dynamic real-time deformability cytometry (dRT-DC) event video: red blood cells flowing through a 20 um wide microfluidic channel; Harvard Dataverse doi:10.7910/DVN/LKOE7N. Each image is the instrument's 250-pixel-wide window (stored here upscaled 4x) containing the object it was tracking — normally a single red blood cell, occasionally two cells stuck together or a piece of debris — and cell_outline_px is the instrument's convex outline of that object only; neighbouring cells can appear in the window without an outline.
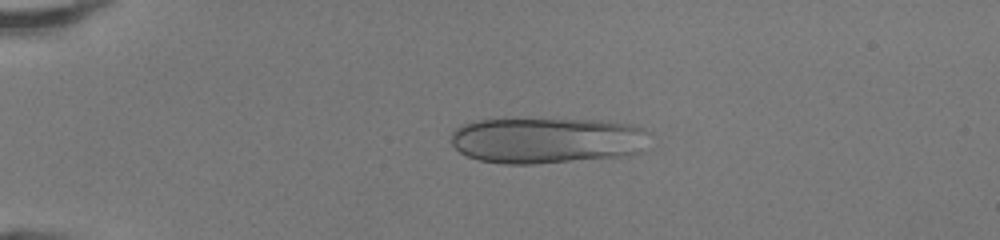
{"species": "human", "species_latin": "Homo sapiens", "temperature_condition": "room temperature", "stored_images_in_passage": 38, "camera_frame_rate_fps": 3000, "um_per_image_px": 0.085, "donor": {"sex": "female"}, "frame": {"image": 1, "passage_image": 2, "time_ms": 0.333, "image_size_px": [1000, 240], "cell_outline_px": [[652, 148], [644, 152], [632, 156], [536, 164], [504, 164], [480, 160], [468, 156], [460, 152], [452, 144], [452, 132], [456, 128], [464, 124], [476, 120], [600, 120], [640, 124], [648, 132]], "centroid_in_image_um": [46.68, 11.95], "position_along_channel_um": 38.3, "area_um2": 54.33}}
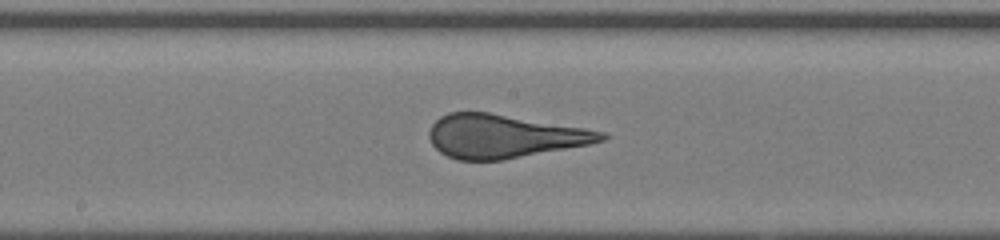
{"frame": {"image": 2, "passage_image": 17, "time_ms": 5.333, "image_size_px": [1000, 240], "cell_outline_px": [[608, 136], [604, 140], [588, 144], [504, 160], [456, 160], [440, 152], [432, 144], [428, 136], [428, 132], [432, 124], [440, 116], [448, 112], [488, 112], [584, 128], [604, 132]], "centroid_in_image_um": [42.78, 11.58], "position_along_channel_um": 205.4, "area_um2": 43.29}}
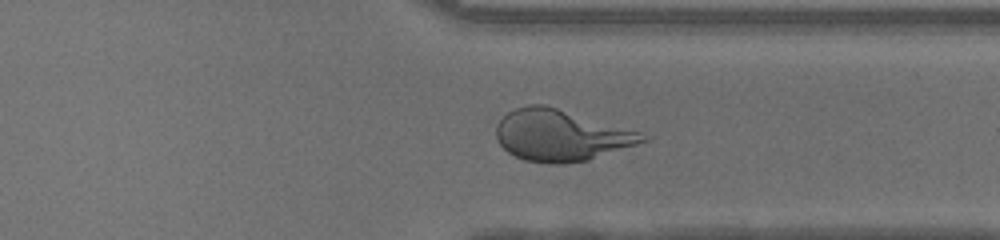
{"frame": {"image": 3, "passage_image": 28, "time_ms": 9.0, "image_size_px": [1000, 240], "cell_outline_px": [[652, 136], [648, 140], [588, 160], [564, 164], [548, 164], [524, 160], [508, 152], [496, 140], [496, 124], [508, 112], [516, 108], [528, 104], [544, 104], [640, 132]], "centroid_in_image_um": [47.65, 11.51], "position_along_channel_um": 363.8, "area_um2": 43.58}, "authors_computed_cell_mechanics": {"area_um2": 44.2459, "velocity_mm_per_s": 4.3233, "shape_relaxation_time_tau1_ms": 9.8928, "shape_relaxation_time_tau2_ms": null, "deformation_change_tau1": 0.3106, "deformation_change_tau2": null}}